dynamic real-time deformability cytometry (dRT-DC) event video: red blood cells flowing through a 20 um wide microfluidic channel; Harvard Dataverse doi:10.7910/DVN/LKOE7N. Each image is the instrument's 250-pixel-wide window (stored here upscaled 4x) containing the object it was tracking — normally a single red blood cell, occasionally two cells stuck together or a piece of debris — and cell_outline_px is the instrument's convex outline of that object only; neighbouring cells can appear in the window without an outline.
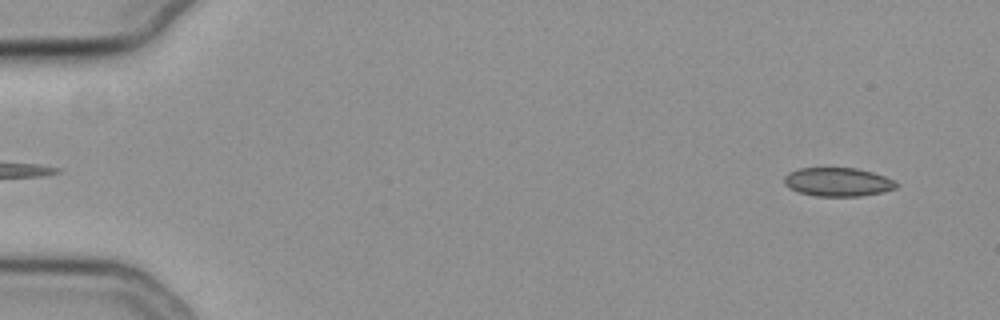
{"species": "common noctule bat (a hibernating species)", "species_latin": "Nyctalus noctula", "temperature_condition": "cold", "stored_images_in_passage": 54, "camera_frame_rate_fps": 3000, "um_per_image_px": 0.085, "animal": {"sex": "female", "body_mass_g": 19.3, "forearm_length_mm": 54.1}, "frame": {"image": 1, "passage_image": 2, "time_ms": 0.333, "image_size_px": [1000, 320], "cell_outline_px": [[896, 188], [884, 192], [860, 196], [816, 196], [800, 192], [788, 188], [784, 184], [784, 176], [788, 172], [800, 168], [856, 168], [872, 172], [896, 180]], "centroid_in_image_um": [71.2, 15.47], "position_along_channel_um": 13.8, "area_um2": 18.79}}
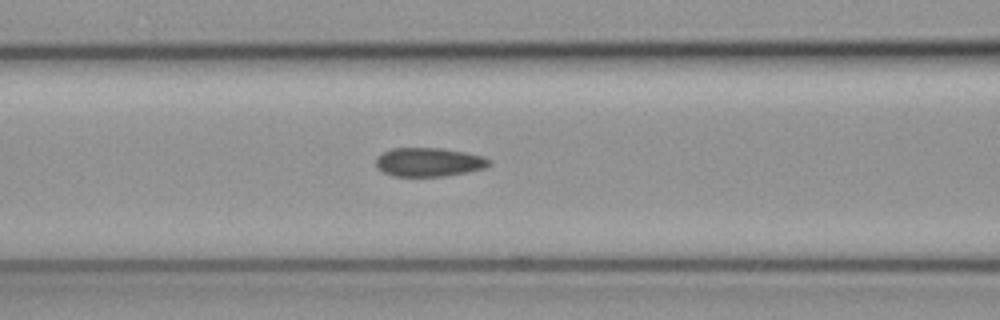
{"frame": {"image": 2, "passage_image": 22, "time_ms": 7.0, "image_size_px": [1000, 320], "cell_outline_px": [[492, 164], [484, 168], [468, 172], [444, 176], [392, 176], [376, 168], [376, 156], [392, 148], [440, 148], [464, 152], [480, 156], [492, 160]], "centroid_in_image_um": [36.44, 13.78], "position_along_channel_um": 130.2, "area_um2": 19.02}}
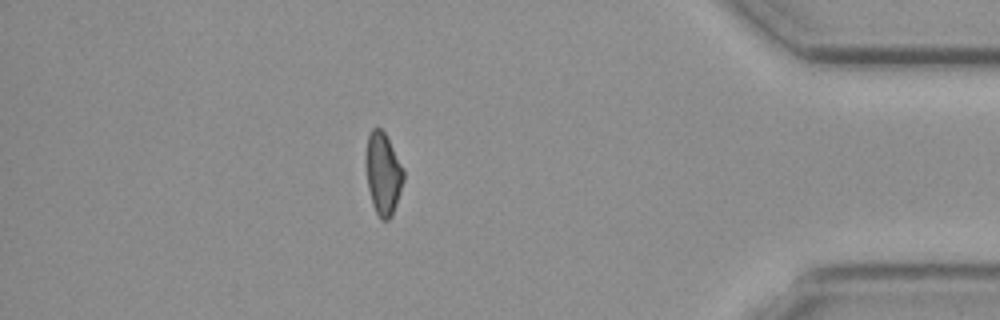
{"frame": {"image": 3, "passage_image": 47, "time_ms": 15.333, "image_size_px": [1000, 320], "cell_outline_px": [[404, 180], [392, 216], [388, 220], [380, 220], [372, 204], [368, 188], [364, 164], [364, 156], [368, 136], [372, 128], [380, 128], [384, 132], [404, 168]], "centroid_in_image_um": [32.54, 14.76], "position_along_channel_um": 402.7, "area_um2": 18.32}, "authors_computed_cell_mechanics": {"area_um2": 19.1607, "velocity_mm_per_s": 3.7527, "shape_relaxation_time_tau1_ms": null, "shape_relaxation_time_tau2_ms": 2.6306, "deformation_change_tau1": null, "deformation_change_tau2": 0.0746}}